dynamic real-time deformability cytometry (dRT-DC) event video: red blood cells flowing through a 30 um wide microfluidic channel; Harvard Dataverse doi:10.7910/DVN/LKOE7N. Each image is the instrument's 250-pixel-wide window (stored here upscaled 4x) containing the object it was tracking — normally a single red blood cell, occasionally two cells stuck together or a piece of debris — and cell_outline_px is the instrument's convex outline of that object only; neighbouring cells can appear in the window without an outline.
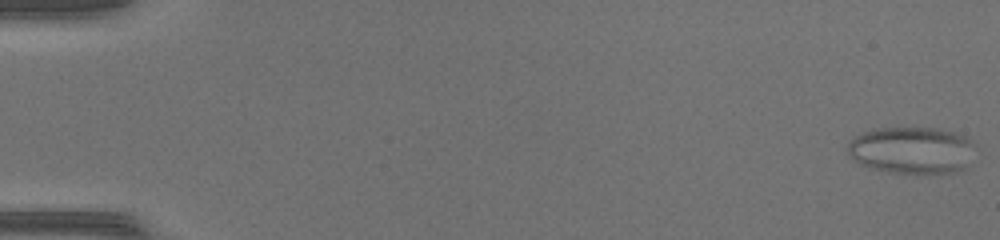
{"species": "common noctule bat (a hibernating species)", "species_latin": "Nyctalus noctula", "temperature_condition": "warm", "stored_images_in_passage": 49, "camera_frame_rate_fps": 3000, "um_per_image_px": 0.085, "animal": {"sex": "female", "body_mass_g": 17.0, "forearm_length_mm": 48.0}, "frame": {"image": 1, "passage_image": 1, "time_ms": 0.0, "image_size_px": [1000, 240], "cell_outline_px": [[976, 144], [964, 168], [956, 172], [888, 172], [860, 164], [852, 160], [848, 156], [848, 144], [856, 136], [864, 132], [880, 128], [936, 128], [968, 136]], "centroid_in_image_um": [77.5, 12.75], "position_along_channel_um": 7.5, "area_um2": 34.51}}
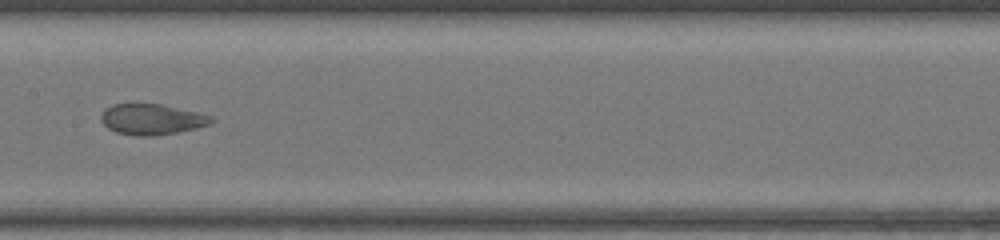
{"frame": {"image": 2, "passage_image": 26, "time_ms": 8.333, "image_size_px": [1000, 240], "cell_outline_px": [[216, 120], [212, 124], [180, 132], [156, 136], [140, 136], [116, 132], [108, 128], [100, 120], [100, 116], [112, 104], [160, 104], [196, 112], [212, 116]], "centroid_in_image_um": [12.94, 10.16], "position_along_channel_um": 194.5, "area_um2": 19.71}}
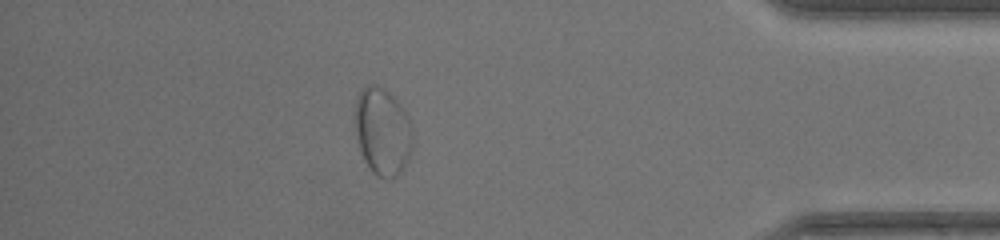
{"frame": {"image": 3, "passage_image": 43, "time_ms": 14.0, "image_size_px": [1000, 240], "cell_outline_px": [[412, 148], [408, 160], [400, 172], [396, 176], [388, 180], [376, 176], [372, 172], [364, 160], [360, 152], [356, 132], [356, 100], [360, 92], [368, 84], [376, 84], [388, 92], [396, 100], [404, 112], [408, 120], [412, 136]], "centroid_in_image_um": [32.5, 11.22], "position_along_channel_um": 402.7, "area_um2": 28.96}}